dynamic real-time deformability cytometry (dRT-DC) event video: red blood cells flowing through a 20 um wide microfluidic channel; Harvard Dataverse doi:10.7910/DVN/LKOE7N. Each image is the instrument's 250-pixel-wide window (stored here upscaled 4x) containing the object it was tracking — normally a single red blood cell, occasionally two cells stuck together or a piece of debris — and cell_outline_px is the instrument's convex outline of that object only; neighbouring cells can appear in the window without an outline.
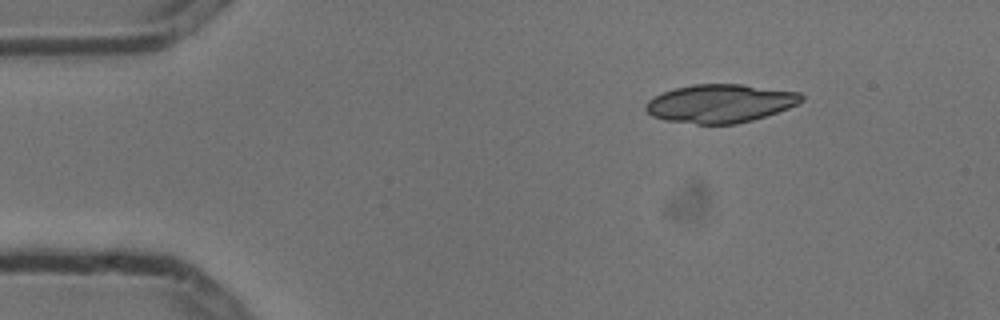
{"species": "common noctule bat (a hibernating species)", "species_latin": "Nyctalus noctula", "temperature_condition": "cold", "stored_images_in_passage": 3, "camera_frame_rate_fps": 3000, "um_per_image_px": 0.085, "animal": {"sex": "male", "body_mass_g": 13.3}, "frame": {"image": 1, "passage_image": 1, "time_ms": 0.0, "image_size_px": [1000, 320], "cell_outline_px": [[804, 100], [788, 108], [752, 120], [736, 124], [696, 124], [668, 120], [652, 116], [644, 108], [644, 104], [652, 96], [676, 88], [692, 84], [744, 84], [800, 92], [804, 96]], "centroid_in_image_um": [61.21, 8.78], "position_along_channel_um": 23.8, "area_um2": 34.85}}